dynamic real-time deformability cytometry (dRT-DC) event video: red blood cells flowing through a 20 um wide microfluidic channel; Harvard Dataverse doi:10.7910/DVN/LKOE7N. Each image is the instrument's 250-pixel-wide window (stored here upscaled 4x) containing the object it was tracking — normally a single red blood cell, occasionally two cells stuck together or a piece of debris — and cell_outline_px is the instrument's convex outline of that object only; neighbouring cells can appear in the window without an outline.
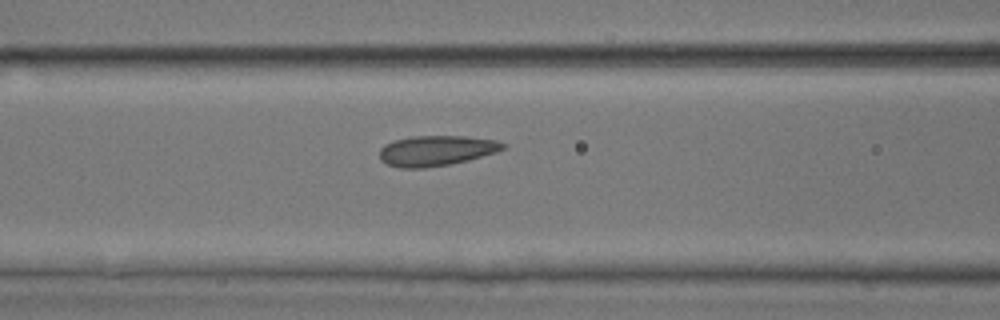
{"species": "common noctule bat (a hibernating species)", "species_latin": "Nyctalus noctula", "temperature_condition": "room temperature", "stored_images_in_passage": 13, "camera_frame_rate_fps": 3000, "um_per_image_px": 0.085, "animal": {"sex": "male", "body_mass_g": 17.9, "forearm_length_mm": 54.2}, "frame": {"image": 1, "passage_image": 8, "time_ms": 2.333, "image_size_px": [1000, 320], "cell_outline_px": [[508, 148], [496, 152], [468, 160], [448, 164], [424, 168], [400, 168], [388, 164], [380, 160], [380, 148], [384, 144], [392, 140], [412, 136], [464, 136], [496, 140], [508, 144]], "centroid_in_image_um": [37.09, 12.79], "position_along_channel_um": 129.5, "area_um2": 21.96}}
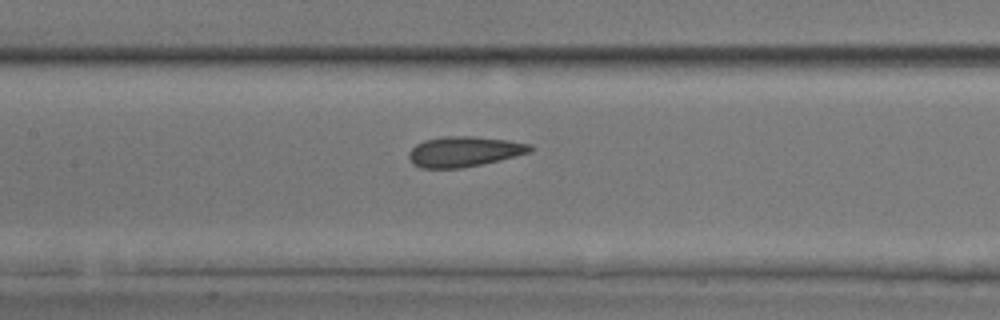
{"frame": {"image": 2, "passage_image": 11, "time_ms": 3.333, "image_size_px": [1000, 320], "cell_outline_px": [[536, 148], [532, 152], [500, 160], [464, 168], [420, 168], [412, 164], [408, 156], [408, 152], [416, 144], [424, 140], [444, 136], [472, 136], [508, 140], [532, 144]], "centroid_in_image_um": [39.48, 12.88], "position_along_channel_um": 167.9, "area_um2": 21.73}}